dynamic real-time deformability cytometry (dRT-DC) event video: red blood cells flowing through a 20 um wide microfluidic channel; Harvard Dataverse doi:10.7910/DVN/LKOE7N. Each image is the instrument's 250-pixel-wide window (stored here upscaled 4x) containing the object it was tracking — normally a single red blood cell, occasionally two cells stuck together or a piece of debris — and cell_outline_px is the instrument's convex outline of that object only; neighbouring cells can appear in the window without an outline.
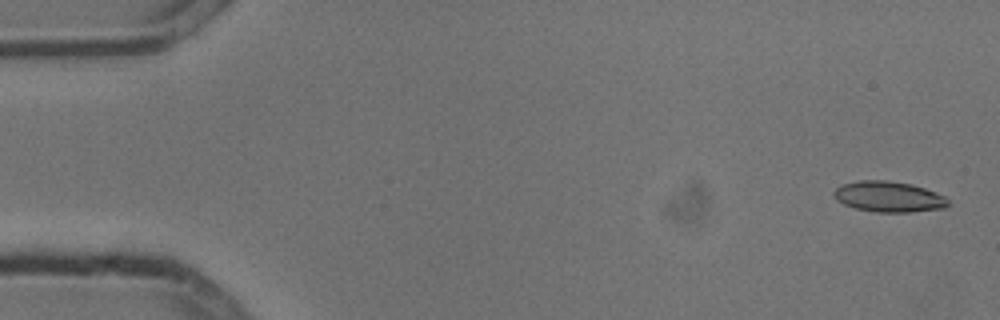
{"species": "common noctule bat (a hibernating species)", "species_latin": "Nyctalus noctula", "temperature_condition": "cold", "stored_images_in_passage": 6, "camera_frame_rate_fps": 3000, "um_per_image_px": 0.085, "animal": {"sex": "male", "body_mass_g": 13.3}, "frame": {"image": 1, "passage_image": 1, "time_ms": 0.0, "image_size_px": [1000, 320], "cell_outline_px": [[948, 204], [944, 208], [912, 212], [876, 212], [856, 208], [844, 204], [836, 200], [832, 196], [832, 192], [836, 188], [844, 184], [860, 180], [888, 180], [912, 184], [936, 192], [944, 196], [948, 200]], "centroid_in_image_um": [75.52, 16.72], "position_along_channel_um": 9.5, "area_um2": 20.46}}
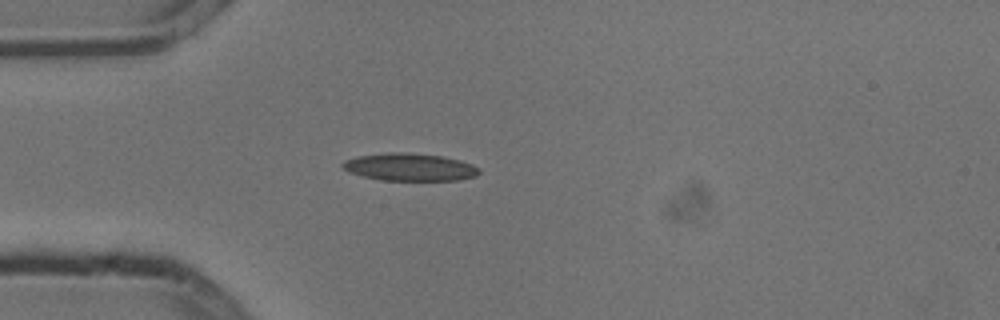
{"frame": {"image": 2, "passage_image": 4, "time_ms": 1.0, "image_size_px": [1000, 320], "cell_outline_px": [[480, 172], [476, 176], [456, 180], [380, 180], [348, 172], [340, 164], [344, 160], [356, 156], [388, 152], [408, 152], [440, 156], [460, 160], [472, 164], [480, 168]], "centroid_in_image_um": [34.81, 14.19], "position_along_channel_um": 50.2, "area_um2": 21.96}}
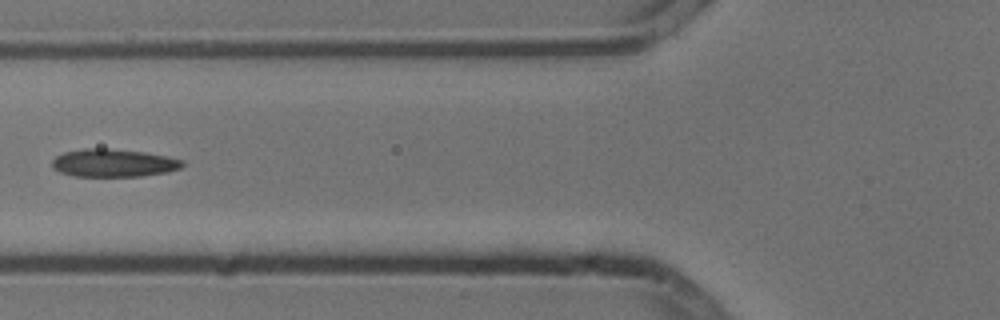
{"frame": {"image": 3, "passage_image": 6, "time_ms": 1.667, "image_size_px": [1000, 320], "cell_outline_px": [[184, 164], [180, 168], [168, 172], [140, 176], [76, 176], [60, 172], [52, 168], [52, 160], [56, 156], [64, 152], [84, 148], [108, 148], [144, 152], [168, 156], [184, 160]], "centroid_in_image_um": [9.65, 13.84], "position_along_channel_um": 116.1, "area_um2": 21.27}}